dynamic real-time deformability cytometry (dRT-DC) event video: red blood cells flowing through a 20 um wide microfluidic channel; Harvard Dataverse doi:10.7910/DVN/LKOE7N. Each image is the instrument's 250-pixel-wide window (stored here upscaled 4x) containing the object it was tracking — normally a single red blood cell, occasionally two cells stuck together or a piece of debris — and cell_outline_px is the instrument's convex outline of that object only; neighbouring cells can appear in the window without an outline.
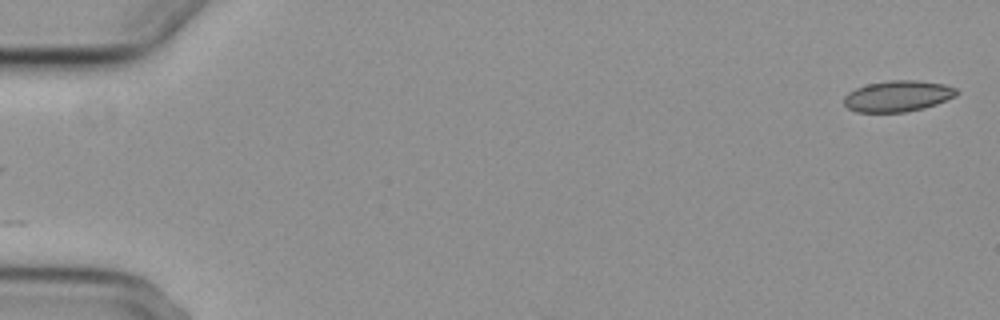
{"species": "common noctule bat (a hibernating species)", "species_latin": "Nyctalus noctula", "temperature_condition": "cold", "stored_images_in_passage": 5, "camera_frame_rate_fps": 3000, "um_per_image_px": 0.085, "animal": {"sex": "female", "body_mass_g": 29.2, "forearm_length_mm": 56.3}, "frame": {"image": 1, "passage_image": 1, "time_ms": 0.0, "image_size_px": [1000, 320], "cell_outline_px": [[960, 92], [956, 96], [936, 104], [924, 108], [904, 112], [856, 112], [848, 108], [844, 104], [844, 96], [848, 92], [856, 88], [868, 84], [888, 80], [916, 80], [944, 84], [956, 88]], "centroid_in_image_um": [76.32, 8.17], "position_along_channel_um": 8.7, "area_um2": 20.46}}